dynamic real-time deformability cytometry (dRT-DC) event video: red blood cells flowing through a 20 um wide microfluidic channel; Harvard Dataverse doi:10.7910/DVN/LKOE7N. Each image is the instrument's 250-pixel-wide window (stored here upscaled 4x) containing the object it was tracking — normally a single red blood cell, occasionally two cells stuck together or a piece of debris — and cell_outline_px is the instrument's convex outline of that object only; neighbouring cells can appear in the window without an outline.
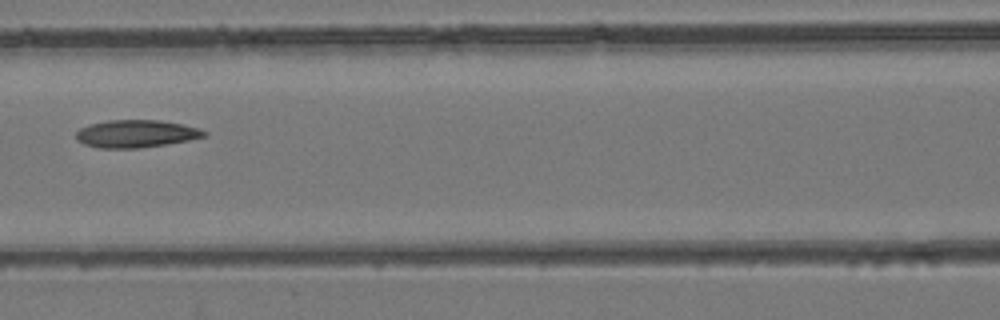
{"species": "common noctule bat (a hibernating species)", "species_latin": "Nyctalus noctula", "temperature_condition": "room temperature", "stored_images_in_passage": 6, "camera_frame_rate_fps": 3000, "um_per_image_px": 0.085, "animal": {"sex": "female", "body_mass_g": 24.6, "forearm_length_mm": 56.2}, "frame": {"image": 1, "passage_image": 6, "time_ms": 6.333, "image_size_px": [1000, 320], "cell_outline_px": [[208, 132], [204, 136], [188, 140], [140, 148], [100, 148], [84, 144], [76, 140], [76, 132], [80, 128], [92, 124], [108, 120], [160, 120], [200, 128]], "centroid_in_image_um": [11.54, 11.36], "position_along_channel_um": 155.1, "area_um2": 20.4}}